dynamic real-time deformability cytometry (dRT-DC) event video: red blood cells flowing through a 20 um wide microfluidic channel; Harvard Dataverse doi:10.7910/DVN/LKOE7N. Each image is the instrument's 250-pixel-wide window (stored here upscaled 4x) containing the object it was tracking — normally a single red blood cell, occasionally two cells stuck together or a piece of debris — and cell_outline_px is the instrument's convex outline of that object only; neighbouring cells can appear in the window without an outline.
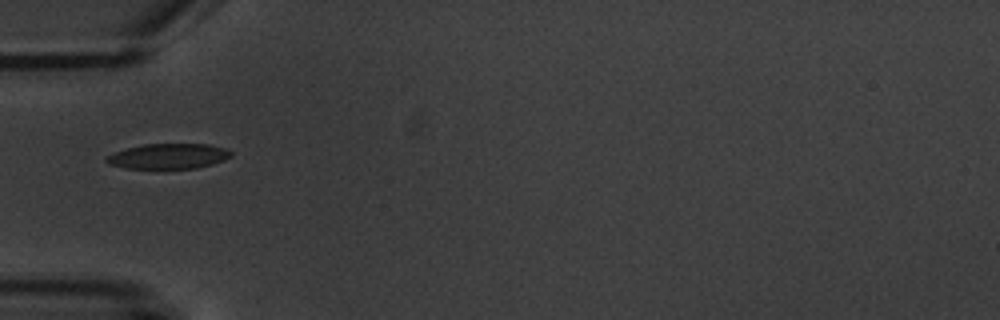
{"species": "common noctule bat (a hibernating species)", "species_latin": "Nyctalus noctula", "temperature_condition": "warm", "stored_images_in_passage": 3, "camera_frame_rate_fps": 3000, "um_per_image_px": 0.085, "animal": {"sex": "male", "body_mass_g": 20.1, "forearm_length_mm": 53.5}, "frame": {"image": 1, "passage_image": 1, "time_ms": 0.0, "image_size_px": [1000, 320], "cell_outline_px": [[232, 156], [224, 160], [212, 164], [196, 168], [124, 168], [108, 164], [104, 160], [104, 156], [124, 148], [144, 144], [208, 144], [224, 148], [232, 152]], "centroid_in_image_um": [14.26, 13.27], "position_along_channel_um": 70.7, "area_um2": 18.44}}